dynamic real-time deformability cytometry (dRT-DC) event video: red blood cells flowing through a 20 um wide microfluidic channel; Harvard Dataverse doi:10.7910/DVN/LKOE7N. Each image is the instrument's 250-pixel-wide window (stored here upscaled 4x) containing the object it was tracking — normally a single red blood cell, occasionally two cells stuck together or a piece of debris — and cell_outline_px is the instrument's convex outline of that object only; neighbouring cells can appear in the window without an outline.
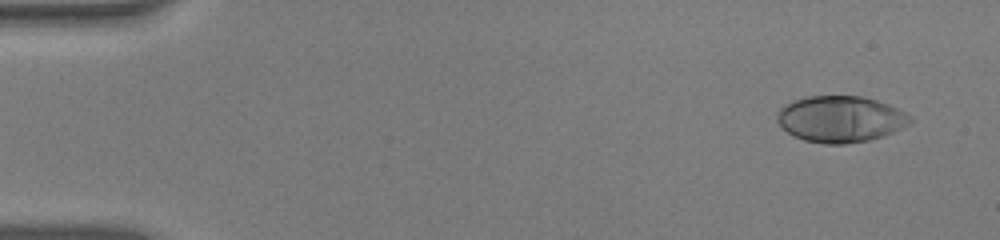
{"species": "human", "species_latin": "Homo sapiens", "temperature_condition": "warm", "stored_images_in_passage": 54, "camera_frame_rate_fps": 3000, "um_per_image_px": 0.085, "donor": {"sex": "male"}, "frame": {"image": 1, "passage_image": 4, "time_ms": 1.0, "image_size_px": [1000, 240], "cell_outline_px": [[912, 120], [908, 124], [884, 136], [868, 140], [844, 144], [824, 144], [804, 140], [788, 132], [776, 120], [776, 112], [780, 108], [792, 100], [808, 96], [864, 96], [888, 104], [912, 116]], "centroid_in_image_um": [71.42, 10.11], "position_along_channel_um": 13.6, "area_um2": 35.84}}
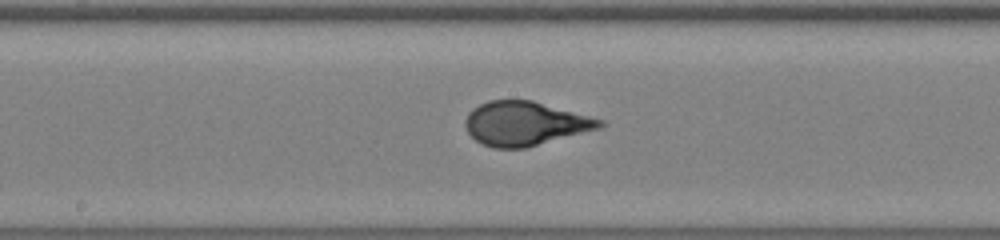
{"frame": {"image": 2, "passage_image": 29, "time_ms": 9.333, "image_size_px": [1000, 240], "cell_outline_px": [[608, 124], [600, 128], [524, 148], [496, 148], [484, 144], [476, 140], [468, 132], [464, 124], [464, 120], [468, 112], [472, 108], [488, 100], [532, 100], [604, 120]], "centroid_in_image_um": [44.62, 10.49], "position_along_channel_um": 203.6, "area_um2": 34.33}}
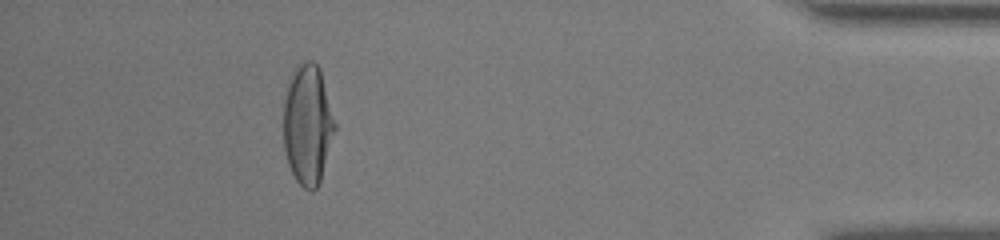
{"frame": {"image": 3, "passage_image": 49, "time_ms": 16.0, "image_size_px": [1000, 240], "cell_outline_px": [[336, 128], [320, 180], [316, 188], [312, 192], [304, 188], [296, 180], [288, 164], [284, 148], [284, 104], [288, 84], [292, 72], [304, 60], [312, 60], [320, 68], [336, 124]], "centroid_in_image_um": [26.16, 10.59], "position_along_channel_um": 409.0, "area_um2": 35.72}, "authors_computed_cell_mechanics": {"area_um2": 34.969, "velocity_mm_per_s": 3.8752, "shape_relaxation_time_tau1_ms": 5.7576, "shape_relaxation_time_tau2_ms": null, "deformation_change_tau1": 0.2937, "deformation_change_tau2": null}}